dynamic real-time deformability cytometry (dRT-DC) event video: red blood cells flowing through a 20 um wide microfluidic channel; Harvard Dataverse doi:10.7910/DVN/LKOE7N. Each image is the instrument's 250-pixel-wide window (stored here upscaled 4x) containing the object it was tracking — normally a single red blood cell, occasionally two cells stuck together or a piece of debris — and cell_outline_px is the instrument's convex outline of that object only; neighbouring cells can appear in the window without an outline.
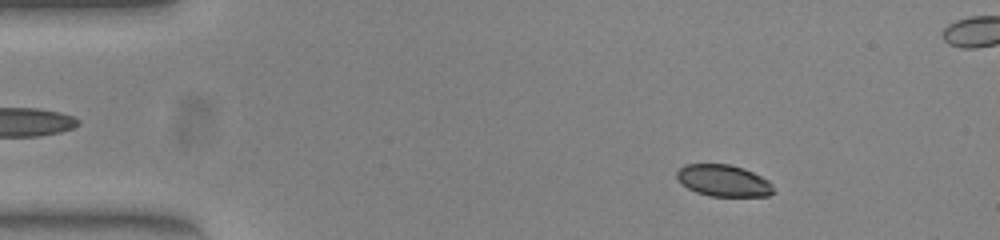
{"species": "common noctule bat (a hibernating species)", "species_latin": "Nyctalus noctula", "temperature_condition": "warm", "stored_images_in_passage": 53, "camera_frame_rate_fps": 3000, "um_per_image_px": 0.085, "animal": {"sex": "female", "body_mass_g": 23.0, "forearm_length_mm": 53.4}, "frame": {"image": 1, "passage_image": 7, "time_ms": 2.0, "image_size_px": [1000, 240], "cell_outline_px": [[776, 192], [768, 196], [708, 196], [696, 192], [688, 188], [676, 176], [676, 172], [684, 164], [728, 164], [744, 168], [768, 180], [772, 184]], "centroid_in_image_um": [61.52, 15.36], "position_along_channel_um": 23.5, "area_um2": 17.86}}
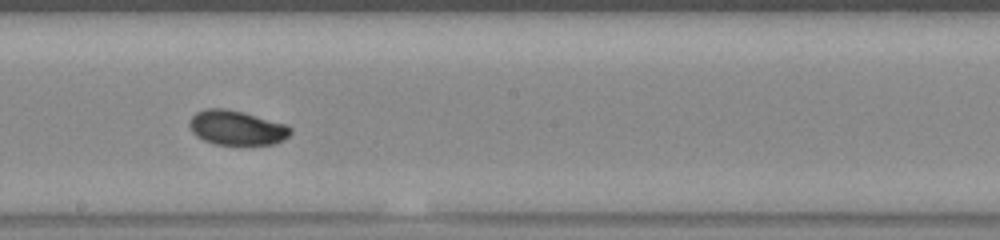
{"frame": {"image": 2, "passage_image": 29, "time_ms": 9.333, "image_size_px": [1000, 240], "cell_outline_px": [[292, 132], [284, 140], [272, 144], [212, 144], [196, 136], [192, 132], [188, 124], [188, 120], [196, 112], [204, 108], [224, 108], [244, 112], [288, 124], [292, 128]], "centroid_in_image_um": [20.11, 10.84], "position_along_channel_um": 228.1, "area_um2": 20.63}}
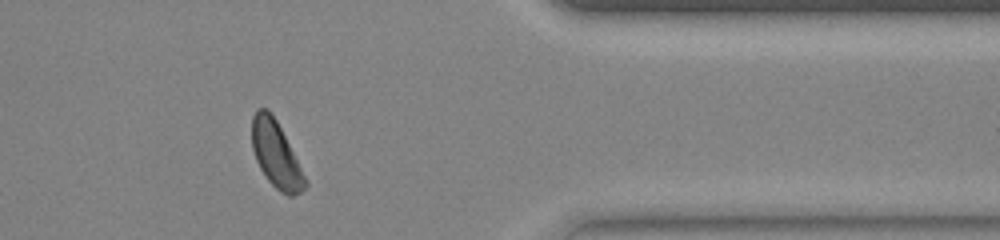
{"frame": {"image": 3, "passage_image": 43, "time_ms": 14.0, "image_size_px": [1000, 240], "cell_outline_px": [[308, 184], [300, 192], [292, 196], [288, 196], [280, 192], [268, 180], [260, 168], [256, 160], [252, 148], [252, 116], [256, 108], [268, 108], [276, 120], [308, 180]], "centroid_in_image_um": [23.46, 13.13], "position_along_channel_um": 387.9, "area_um2": 20.46}, "authors_computed_cell_mechanics": {"area_um2": 20.2878, "velocity_mm_per_s": 3.8475, "shape_relaxation_time_tau1_ms": 3.0293, "shape_relaxation_time_tau2_ms": null, "deformation_change_tau1": 0.1238, "deformation_change_tau2": null}}